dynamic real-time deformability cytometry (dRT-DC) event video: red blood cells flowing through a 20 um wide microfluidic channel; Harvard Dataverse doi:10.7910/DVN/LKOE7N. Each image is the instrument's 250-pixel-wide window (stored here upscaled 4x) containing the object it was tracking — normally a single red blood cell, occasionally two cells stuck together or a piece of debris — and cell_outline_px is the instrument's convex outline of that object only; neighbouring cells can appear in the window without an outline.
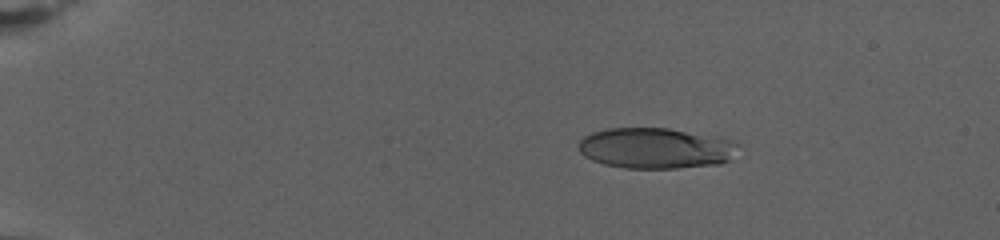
{"species": "human", "species_latin": "Homo sapiens", "temperature_condition": "warm", "stored_images_in_passage": 63, "camera_frame_rate_fps": 3000, "um_per_image_px": 0.085, "donor": {"sex": "female"}, "frame": {"image": 1, "passage_image": 1, "time_ms": 0.0, "image_size_px": [1000, 240], "cell_outline_px": [[740, 144], [728, 160], [720, 164], [676, 168], [624, 168], [604, 164], [592, 160], [584, 156], [580, 152], [576, 144], [584, 136], [592, 132], [608, 128], [668, 128], [716, 136], [732, 140]], "centroid_in_image_um": [55.7, 12.59], "position_along_channel_um": 29.3, "area_um2": 38.03}}
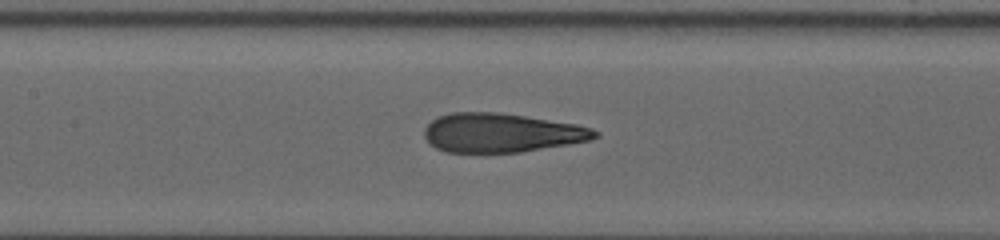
{"frame": {"image": 2, "passage_image": 26, "time_ms": 8.333, "image_size_px": [1000, 240], "cell_outline_px": [[600, 136], [588, 140], [568, 144], [520, 152], [444, 152], [436, 148], [424, 136], [424, 128], [432, 120], [440, 116], [452, 112], [500, 112], [576, 124], [592, 128], [600, 132]], "centroid_in_image_um": [42.63, 11.28], "position_along_channel_um": 164.8, "area_um2": 38.67}}
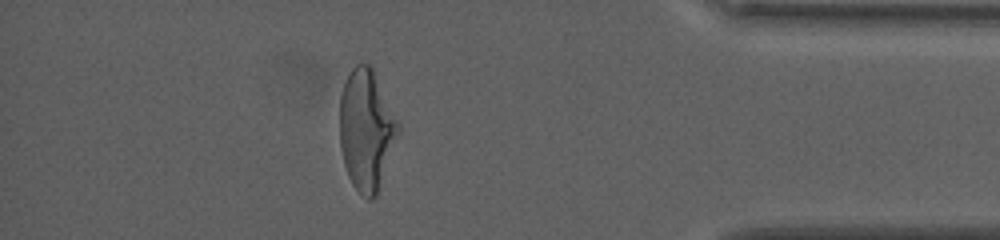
{"frame": {"image": 3, "passage_image": 55, "time_ms": 18.0, "image_size_px": [1000, 240], "cell_outline_px": [[400, 132], [376, 196], [372, 200], [368, 200], [352, 184], [348, 176], [344, 164], [340, 148], [340, 96], [344, 84], [352, 68], [356, 64], [372, 64], [400, 124]], "centroid_in_image_um": [31.16, 11.01], "position_along_channel_um": 404.0, "area_um2": 41.44}, "authors_computed_cell_mechanics": {"area_um2": 39.1306, "velocity_mm_per_s": 2.7854, "shape_relaxation_time_tau1_ms": 8.3137, "shape_relaxation_time_tau2_ms": 1.2407, "deformation_change_tau1": 0.2903, "deformation_change_tau2": 0.0928}}